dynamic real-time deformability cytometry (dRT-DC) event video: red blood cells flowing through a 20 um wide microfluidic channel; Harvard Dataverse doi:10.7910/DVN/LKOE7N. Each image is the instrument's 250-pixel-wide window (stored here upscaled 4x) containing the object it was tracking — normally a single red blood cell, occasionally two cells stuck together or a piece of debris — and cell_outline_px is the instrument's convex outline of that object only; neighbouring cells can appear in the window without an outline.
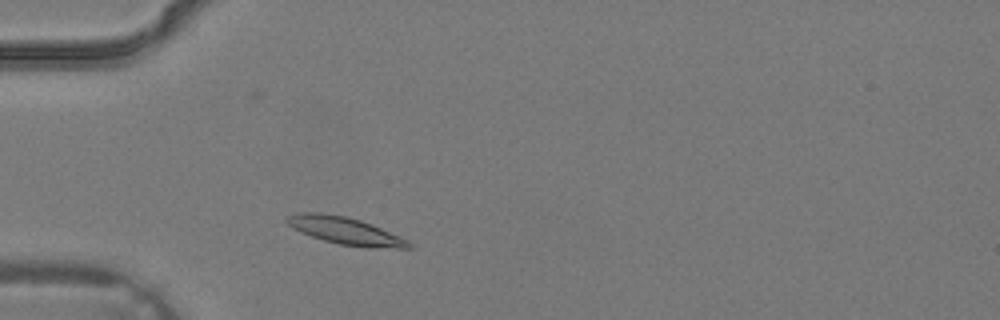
{"species": "common noctule bat (a hibernating species)", "species_latin": "Nyctalus noctula", "temperature_condition": "warm", "stored_images_in_passage": 1, "camera_frame_rate_fps": 3000, "um_per_image_px": 0.085, "animal": {"sex": "male", "body_mass_g": 19.2, "forearm_length_mm": 51.8}, "frame": {"image": 1, "passage_image": 1, "time_ms": 0.0, "image_size_px": [1000, 320], "cell_outline_px": [[412, 248], [368, 248], [340, 244], [324, 240], [300, 232], [292, 228], [284, 220], [284, 216], [296, 212], [320, 212], [348, 216], [372, 224], [400, 236], [408, 240], [412, 244]], "centroid_in_image_um": [29.32, 19.6], "position_along_channel_um": 55.7, "area_um2": 19.71}}